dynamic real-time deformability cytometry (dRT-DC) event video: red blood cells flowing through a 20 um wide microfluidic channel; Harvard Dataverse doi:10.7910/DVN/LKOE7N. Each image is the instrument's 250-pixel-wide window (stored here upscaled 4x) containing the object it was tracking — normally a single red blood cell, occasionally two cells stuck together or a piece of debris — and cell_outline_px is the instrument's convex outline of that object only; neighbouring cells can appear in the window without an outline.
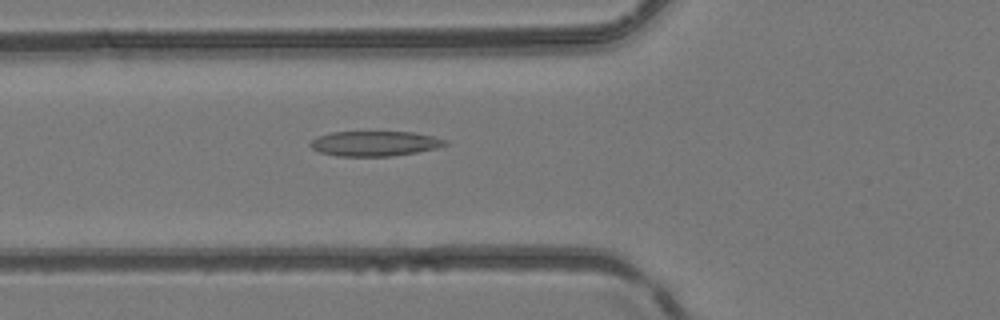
{"species": "common noctule bat (a hibernating species)", "species_latin": "Nyctalus noctula", "temperature_condition": "room temperature", "stored_images_in_passage": 6, "camera_frame_rate_fps": 3000, "um_per_image_px": 0.085, "animal": {"sex": "female", "body_mass_g": 24.6, "forearm_length_mm": 56.2}, "frame": {"image": 1, "passage_image": 5, "time_ms": 1.333, "image_size_px": [1000, 320], "cell_outline_px": [[448, 144], [436, 148], [416, 152], [392, 156], [336, 156], [320, 152], [312, 148], [308, 144], [312, 140], [320, 136], [332, 132], [412, 132], [432, 136], [448, 140]], "centroid_in_image_um": [31.86, 12.2], "position_along_channel_um": 93.9, "area_um2": 19.54}}